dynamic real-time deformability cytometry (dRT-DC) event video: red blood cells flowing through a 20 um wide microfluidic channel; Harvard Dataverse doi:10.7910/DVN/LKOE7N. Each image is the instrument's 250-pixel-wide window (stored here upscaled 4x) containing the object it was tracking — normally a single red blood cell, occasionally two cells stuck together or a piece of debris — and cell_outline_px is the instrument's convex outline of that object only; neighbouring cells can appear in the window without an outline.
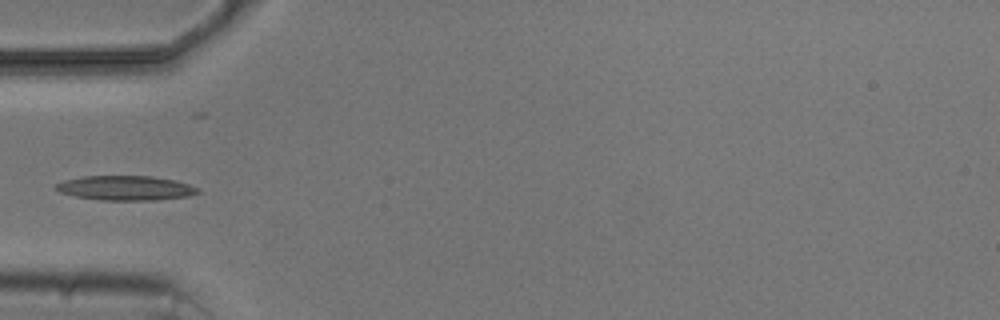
{"species": "common noctule bat (a hibernating species)", "species_latin": "Nyctalus noctula", "temperature_condition": "cold", "stored_images_in_passage": 5, "camera_frame_rate_fps": 3000, "um_per_image_px": 0.085, "animal": {"sex": "male", "body_mass_g": 20.5, "forearm_length_mm": 52.5}, "frame": {"image": 1, "passage_image": 5, "time_ms": 5.0, "image_size_px": [1000, 320], "cell_outline_px": [[200, 192], [188, 196], [156, 200], [100, 200], [76, 196], [60, 192], [56, 188], [56, 184], [64, 180], [84, 176], [152, 176], [176, 180], [200, 188]], "centroid_in_image_um": [10.72, 15.98], "position_along_channel_um": 74.3, "area_um2": 20.29}}